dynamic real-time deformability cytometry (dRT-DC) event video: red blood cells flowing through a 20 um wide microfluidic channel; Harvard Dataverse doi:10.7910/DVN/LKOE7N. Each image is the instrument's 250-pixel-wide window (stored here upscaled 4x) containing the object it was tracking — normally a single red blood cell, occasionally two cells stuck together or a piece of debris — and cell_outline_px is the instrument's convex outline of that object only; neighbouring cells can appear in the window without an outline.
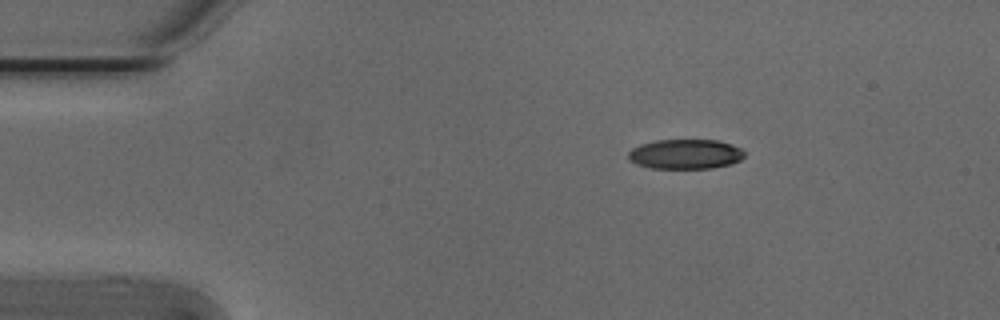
{"species": "Egyptian fruit bat (a non-hibernating species)", "species_latin": "Rousettus aegyptiacus", "temperature_condition": "cold", "stored_images_in_passage": 18, "camera_frame_rate_fps": 3000, "um_per_image_px": 0.085, "animal": {"sex": "male"}, "frame": {"image": 1, "passage_image": 1, "time_ms": 0.0, "image_size_px": [1000, 320], "cell_outline_px": [[744, 156], [740, 160], [732, 164], [712, 168], [652, 168], [636, 164], [628, 156], [628, 152], [632, 148], [640, 144], [656, 140], [720, 140], [732, 144], [740, 148], [744, 152]], "centroid_in_image_um": [58.28, 13.09], "position_along_channel_um": 26.7, "area_um2": 20.17}}
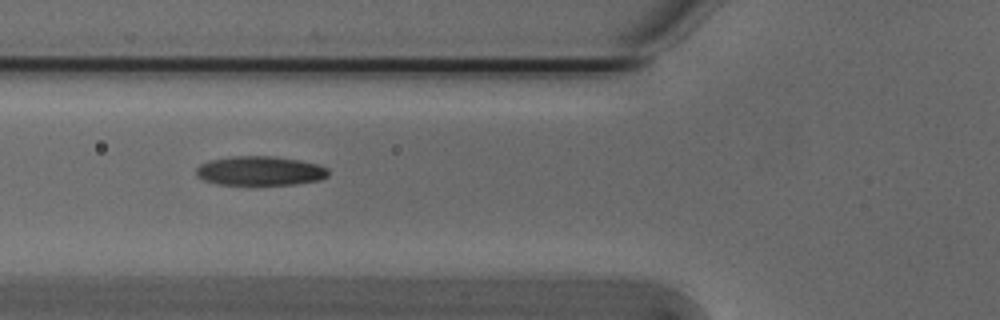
{"frame": {"image": 2, "passage_image": 12, "time_ms": 3.667, "image_size_px": [1000, 320], "cell_outline_px": [[328, 176], [320, 180], [296, 184], [216, 184], [204, 180], [196, 176], [196, 168], [200, 164], [208, 160], [228, 156], [272, 156], [296, 160], [316, 164], [328, 168]], "centroid_in_image_um": [22.06, 14.52], "position_along_channel_um": 103.7, "area_um2": 22.48}}
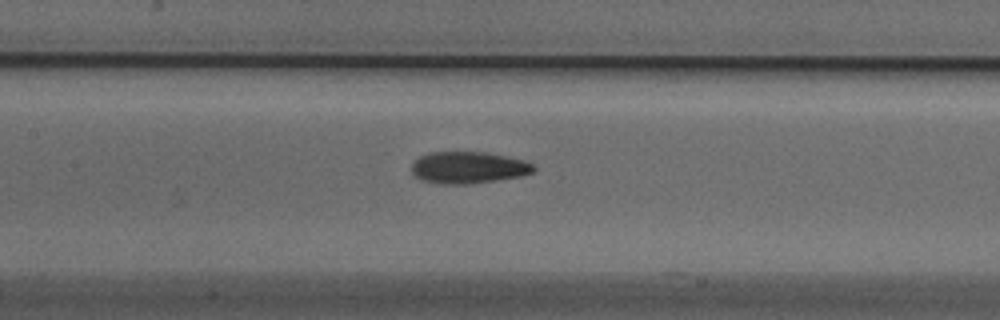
{"frame": {"image": 3, "passage_image": 17, "time_ms": 5.333, "image_size_px": [1000, 320], "cell_outline_px": [[536, 168], [532, 172], [520, 176], [496, 180], [468, 184], [444, 184], [424, 180], [412, 176], [412, 164], [420, 156], [432, 152], [484, 152], [524, 160], [532, 164]], "centroid_in_image_um": [39.79, 14.24], "position_along_channel_um": 167.6, "area_um2": 22.37}}